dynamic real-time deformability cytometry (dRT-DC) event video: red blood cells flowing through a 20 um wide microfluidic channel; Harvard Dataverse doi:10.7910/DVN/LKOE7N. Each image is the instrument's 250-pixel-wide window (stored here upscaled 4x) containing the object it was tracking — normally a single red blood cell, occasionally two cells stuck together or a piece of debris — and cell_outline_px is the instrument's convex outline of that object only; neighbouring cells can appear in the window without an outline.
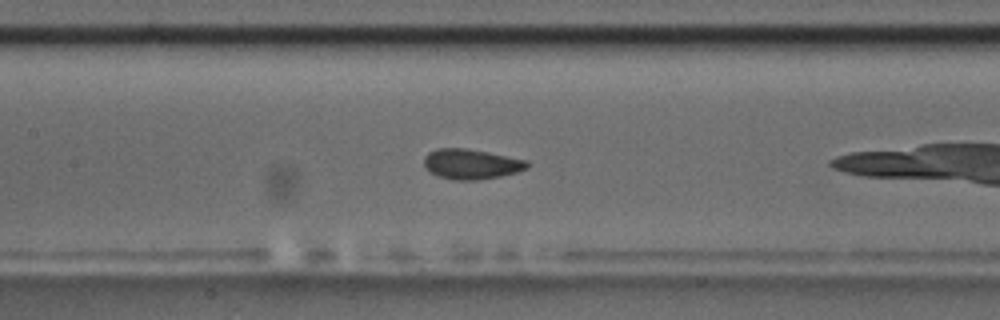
{"species": "common noctule bat (a hibernating species)", "species_latin": "Nyctalus noctula", "temperature_condition": "room temperature", "stored_images_in_passage": 14, "camera_frame_rate_fps": 3000, "um_per_image_px": 0.085, "animal": {"sex": "male", "body_mass_g": 17.5, "forearm_length_mm": 52.3}, "frame": {"image": 1, "passage_image": 10, "time_ms": 3.0, "image_size_px": [1000, 320], "cell_outline_px": [[528, 168], [516, 172], [500, 176], [476, 180], [452, 180], [428, 172], [424, 168], [424, 156], [428, 152], [436, 148], [464, 148], [488, 152], [528, 160]], "centroid_in_image_um": [40.01, 13.94], "position_along_channel_um": 167.4, "area_um2": 18.21}}